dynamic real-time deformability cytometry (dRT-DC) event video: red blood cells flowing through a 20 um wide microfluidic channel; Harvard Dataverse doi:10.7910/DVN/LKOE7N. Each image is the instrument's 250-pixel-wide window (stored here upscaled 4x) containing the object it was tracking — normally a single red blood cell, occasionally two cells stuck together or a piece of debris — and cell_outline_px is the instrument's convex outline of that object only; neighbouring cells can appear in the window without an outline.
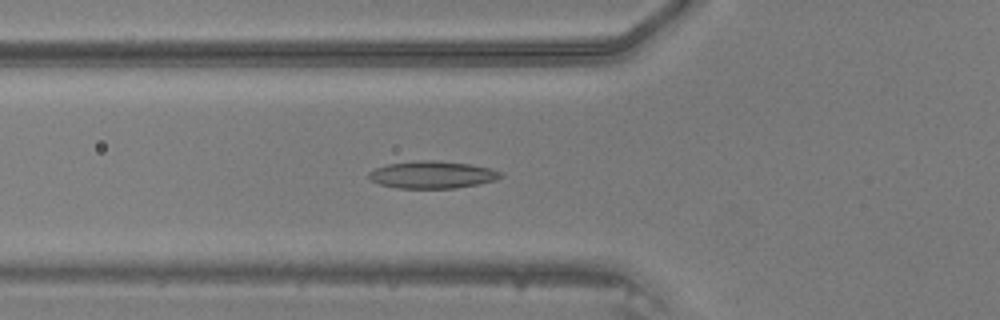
{"species": "common noctule bat (a hibernating species)", "species_latin": "Nyctalus noctula", "temperature_condition": "warm", "stored_images_in_passage": 48, "camera_frame_rate_fps": 3000, "um_per_image_px": 0.085, "animal": {"sex": "male", "body_mass_g": 20.5, "forearm_length_mm": 52.5}, "frame": {"image": 1, "passage_image": 18, "time_ms": 5.667, "image_size_px": [1000, 320], "cell_outline_px": [[504, 176], [496, 180], [480, 184], [456, 188], [396, 188], [380, 184], [372, 180], [368, 176], [368, 172], [376, 168], [388, 164], [420, 160], [432, 160], [468, 164], [488, 168], [500, 172]], "centroid_in_image_um": [36.75, 14.86], "position_along_channel_um": 89.1, "area_um2": 20.81}}
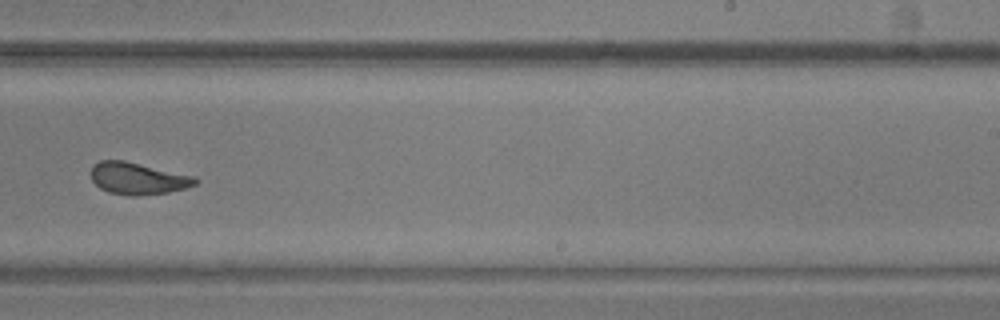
{"frame": {"image": 2, "passage_image": 31, "time_ms": 10.0, "image_size_px": [1000, 320], "cell_outline_px": [[200, 180], [196, 184], [184, 188], [168, 192], [136, 196], [132, 196], [108, 192], [100, 188], [92, 180], [92, 164], [100, 160], [124, 160], [196, 176]], "centroid_in_image_um": [11.73, 15.16], "position_along_channel_um": 277.3, "area_um2": 19.48}}
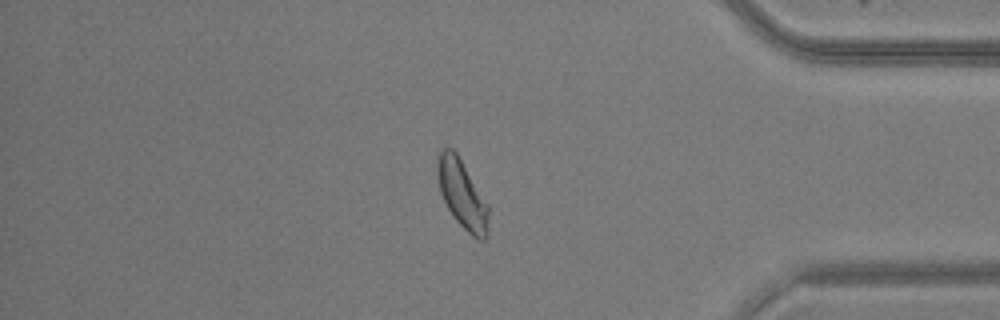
{"frame": {"image": 3, "passage_image": 41, "time_ms": 13.333, "image_size_px": [1000, 320], "cell_outline_px": [[488, 236], [484, 240], [476, 240], [452, 216], [440, 192], [436, 172], [436, 160], [440, 148], [452, 148], [456, 152], [488, 204]], "centroid_in_image_um": [39.26, 16.51], "position_along_channel_um": 395.9, "area_um2": 20.46}}